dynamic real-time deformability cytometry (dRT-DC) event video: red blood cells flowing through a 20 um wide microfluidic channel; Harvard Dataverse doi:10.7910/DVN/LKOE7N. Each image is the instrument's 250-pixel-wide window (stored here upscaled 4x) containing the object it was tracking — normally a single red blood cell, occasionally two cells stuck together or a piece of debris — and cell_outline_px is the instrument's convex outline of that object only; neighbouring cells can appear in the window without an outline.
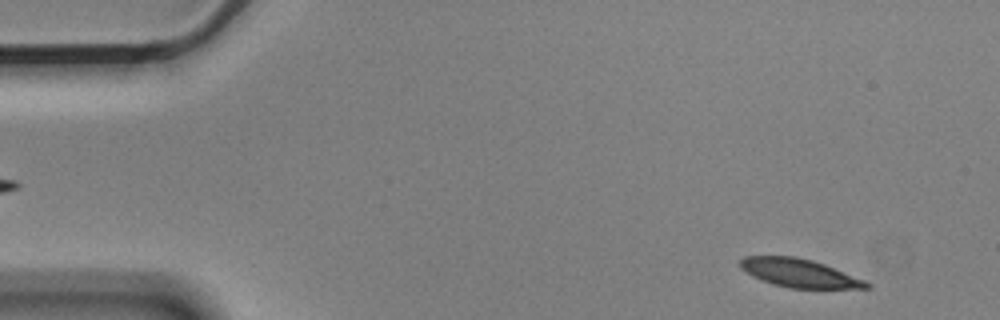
{"species": "Egyptian fruit bat (a non-hibernating species)", "species_latin": "Rousettus aegyptiacus", "temperature_condition": "cold", "stored_images_in_passage": 48, "camera_frame_rate_fps": 3000, "um_per_image_px": 0.085, "animal": {"sex": "male"}, "frame": {"image": 1, "passage_image": 3, "time_ms": 0.667, "image_size_px": [1000, 320], "cell_outline_px": [[872, 288], [788, 288], [772, 284], [752, 276], [740, 268], [740, 260], [744, 256], [796, 256], [812, 260], [824, 264], [864, 280], [872, 284]], "centroid_in_image_um": [67.92, 23.21], "position_along_channel_um": 17.1, "area_um2": 20.81}}
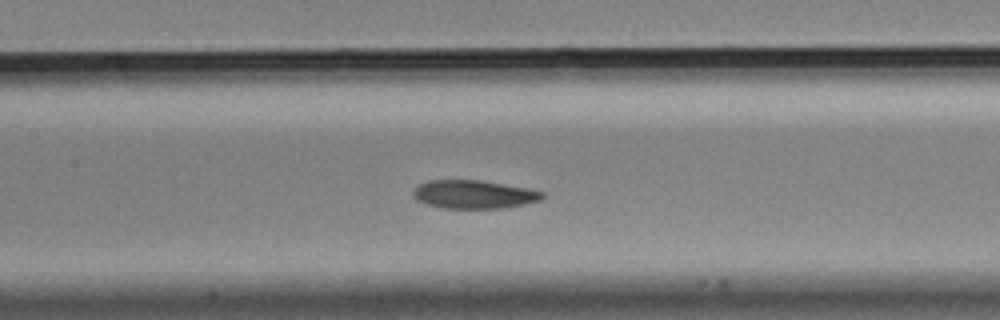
{"frame": {"image": 2, "passage_image": 24, "time_ms": 7.667, "image_size_px": [1000, 320], "cell_outline_px": [[544, 196], [540, 200], [524, 204], [504, 208], [440, 208], [424, 204], [416, 200], [412, 196], [412, 192], [420, 184], [428, 180], [480, 180], [528, 188], [544, 192]], "centroid_in_image_um": [40.24, 16.53], "position_along_channel_um": 167.2, "area_um2": 21.44}}
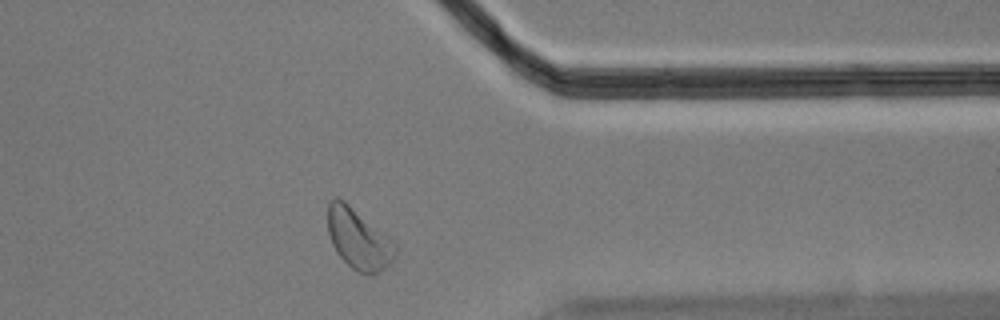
{"frame": {"image": 3, "passage_image": 43, "time_ms": 14.0, "image_size_px": [1000, 320], "cell_outline_px": [[396, 256], [384, 268], [376, 272], [360, 272], [352, 268], [336, 252], [332, 244], [328, 232], [328, 204], [336, 196], [344, 200], [388, 236], [396, 244]], "centroid_in_image_um": [30.46, 20.28], "position_along_channel_um": 380.9, "area_um2": 23.29}, "authors_computed_cell_mechanics": {"area_um2": 22.1952, "velocity_mm_per_s": 3.5261, "shape_relaxation_time_tau1_ms": 4.223, "shape_relaxation_time_tau2_ms": 5.1932, "deformation_change_tau1": 0.1129, "deformation_change_tau2": 0.1176}}